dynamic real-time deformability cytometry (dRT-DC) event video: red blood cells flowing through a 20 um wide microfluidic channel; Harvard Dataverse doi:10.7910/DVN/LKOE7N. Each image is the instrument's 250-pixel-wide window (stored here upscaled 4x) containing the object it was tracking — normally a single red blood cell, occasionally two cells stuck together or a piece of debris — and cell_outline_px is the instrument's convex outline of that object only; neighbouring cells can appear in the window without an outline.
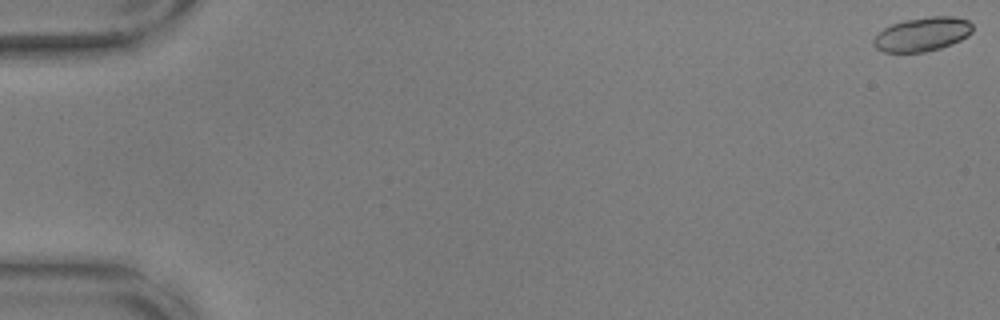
{"species": "common noctule bat (a hibernating species)", "species_latin": "Nyctalus noctula", "temperature_condition": "warm", "stored_images_in_passage": 57, "camera_frame_rate_fps": 3000, "um_per_image_px": 0.085, "animal": {"sex": "male", "body_mass_g": 17.9, "forearm_length_mm": 54.2}, "frame": {"image": 1, "passage_image": 1, "time_ms": 0.0, "image_size_px": [1000, 320], "cell_outline_px": [[972, 32], [968, 36], [960, 40], [940, 48], [924, 52], [884, 52], [876, 48], [872, 44], [872, 40], [884, 28], [892, 24], [904, 20], [932, 16], [952, 16], [968, 20], [972, 24]], "centroid_in_image_um": [78.39, 2.91], "position_along_channel_um": 6.6, "area_um2": 19.54}}
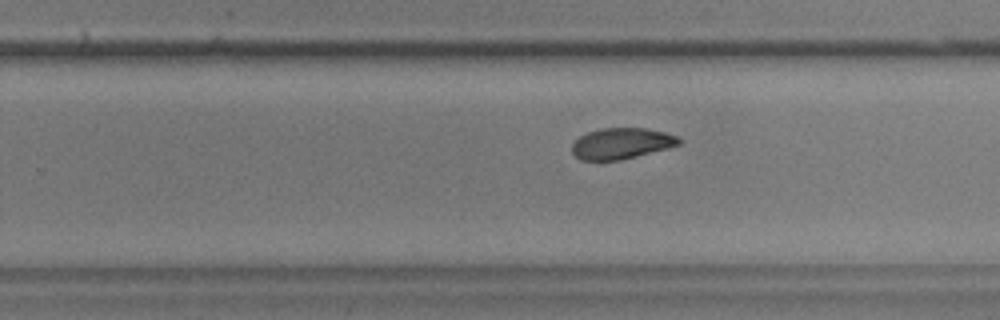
{"frame": {"image": 2, "passage_image": 37, "time_ms": 12.0, "image_size_px": [1000, 320], "cell_outline_px": [[680, 144], [668, 148], [620, 160], [580, 160], [572, 152], [572, 144], [580, 136], [588, 132], [604, 128], [644, 128], [664, 132], [676, 136], [680, 140]], "centroid_in_image_um": [52.8, 12.19], "position_along_channel_um": 277.0, "area_um2": 19.07}}
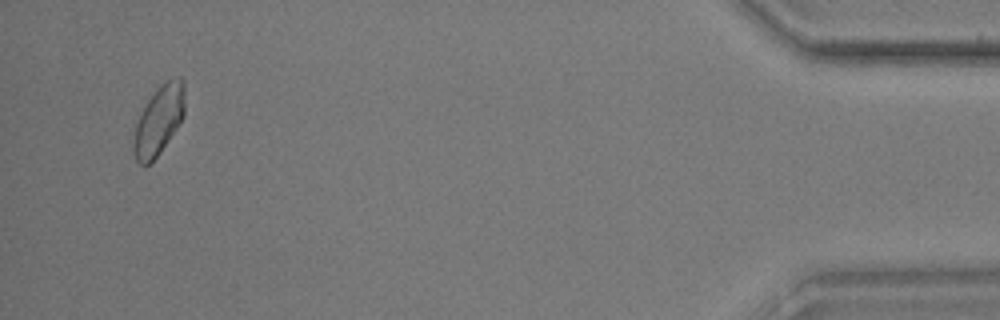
{"frame": {"image": 3, "passage_image": 55, "time_ms": 18.0, "image_size_px": [1000, 320], "cell_outline_px": [[184, 116], [160, 152], [148, 164], [140, 164], [136, 160], [132, 148], [132, 144], [136, 124], [140, 112], [156, 88], [160, 84], [176, 76], [180, 76], [184, 80]], "centroid_in_image_um": [13.49, 10.18], "position_along_channel_um": 421.7, "area_um2": 20.52}, "authors_computed_cell_mechanics": {"area_um2": 20.1144, "velocity_mm_per_s": 3.6179, "shape_relaxation_time_tau1_ms": 6.7505, "shape_relaxation_time_tau2_ms": 2.6756, "deformation_change_tau1": 0.1785, "deformation_change_tau2": 0.067}}